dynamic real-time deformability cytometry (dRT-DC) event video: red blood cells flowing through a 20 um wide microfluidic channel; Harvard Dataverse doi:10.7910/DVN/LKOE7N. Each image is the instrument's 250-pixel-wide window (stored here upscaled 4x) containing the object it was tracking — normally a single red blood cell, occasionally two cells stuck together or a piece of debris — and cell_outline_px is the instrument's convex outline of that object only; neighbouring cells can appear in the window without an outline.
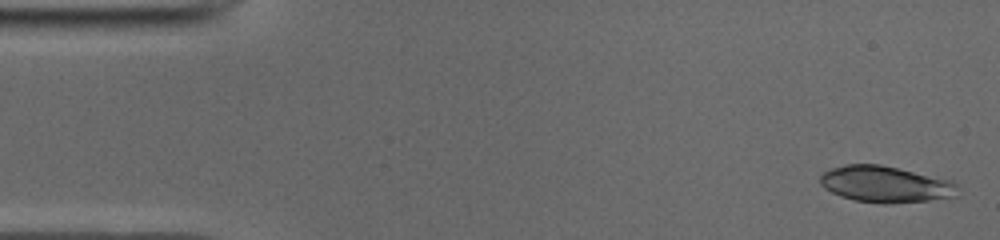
{"species": "common noctule bat (a hibernating species)", "species_latin": "Nyctalus noctula", "temperature_condition": "cold", "stored_images_in_passage": 49, "camera_frame_rate_fps": 3000, "um_per_image_px": 0.085, "animal": {"sex": "male", "body_mass_g": 19.0, "forearm_length_mm": 50.8}, "frame": {"image": 1, "passage_image": 1, "time_ms": 0.0, "image_size_px": [1000, 240], "cell_outline_px": [[960, 196], [928, 200], [884, 204], [856, 200], [840, 196], [824, 188], [820, 184], [820, 176], [824, 172], [832, 168], [848, 164], [880, 164], [952, 180], [956, 184]], "centroid_in_image_um": [75.29, 15.66], "position_along_channel_um": 9.7, "area_um2": 29.13}}
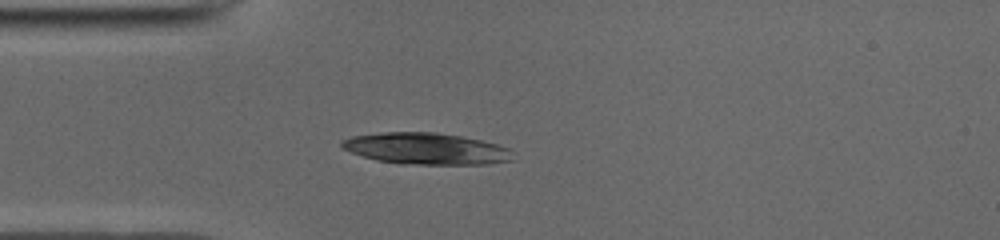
{"frame": {"image": 2, "passage_image": 12, "time_ms": 3.667, "image_size_px": [1000, 240], "cell_outline_px": [[512, 160], [488, 164], [400, 164], [376, 160], [352, 152], [344, 148], [340, 144], [340, 140], [352, 136], [380, 132], [436, 132], [460, 136], [480, 140], [496, 144], [508, 148]], "centroid_in_image_um": [36.17, 12.63], "position_along_channel_um": 48.8, "area_um2": 31.21}}